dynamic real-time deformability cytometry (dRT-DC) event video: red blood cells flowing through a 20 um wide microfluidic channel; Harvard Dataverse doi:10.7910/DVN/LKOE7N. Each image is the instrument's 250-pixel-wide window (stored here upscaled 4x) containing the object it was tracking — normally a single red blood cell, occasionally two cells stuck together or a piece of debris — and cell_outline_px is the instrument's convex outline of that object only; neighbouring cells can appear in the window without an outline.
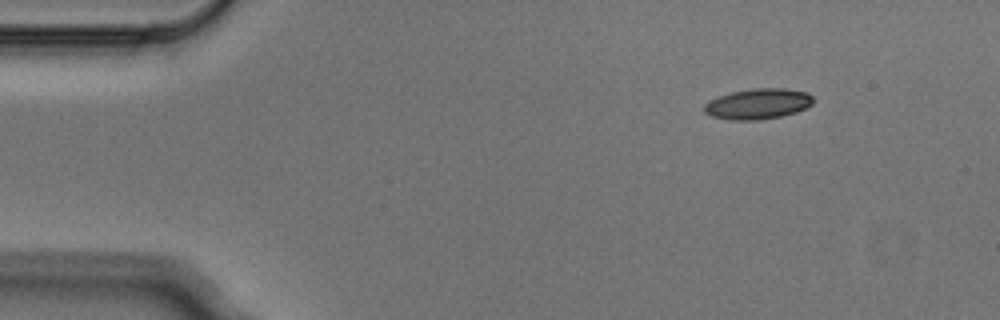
{"species": "Egyptian fruit bat (a non-hibernating species)", "species_latin": "Rousettus aegyptiacus", "temperature_condition": "cold", "stored_images_in_passage": 6, "camera_frame_rate_fps": 3000, "um_per_image_px": 0.085, "animal": {"sex": "male"}, "frame": {"image": 1, "passage_image": 1, "time_ms": 0.0, "image_size_px": [1000, 320], "cell_outline_px": [[812, 104], [796, 112], [780, 116], [756, 120], [728, 120], [712, 116], [704, 112], [704, 104], [708, 100], [732, 92], [752, 88], [784, 88], [808, 92], [812, 96]], "centroid_in_image_um": [64.4, 8.82], "position_along_channel_um": 20.6, "area_um2": 19.36}}
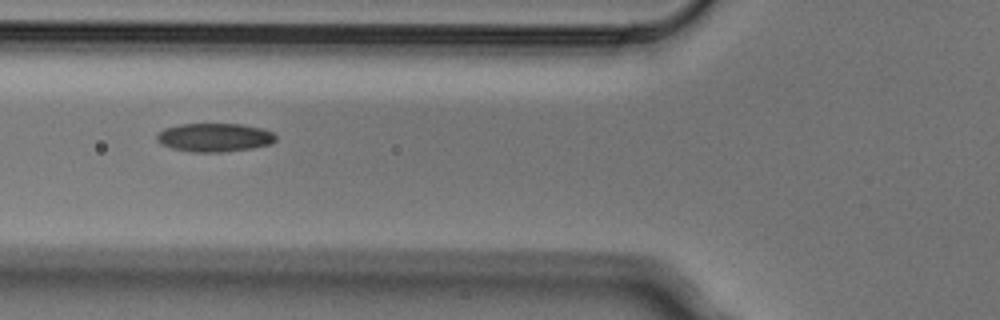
{"frame": {"image": 2, "passage_image": 4, "time_ms": 1.0, "image_size_px": [1000, 320], "cell_outline_px": [[276, 140], [268, 144], [252, 148], [220, 152], [192, 152], [172, 148], [160, 144], [156, 140], [156, 136], [164, 128], [180, 124], [244, 124], [264, 128], [272, 132], [276, 136]], "centroid_in_image_um": [18.23, 11.67], "position_along_channel_um": 107.6, "area_um2": 19.83}}
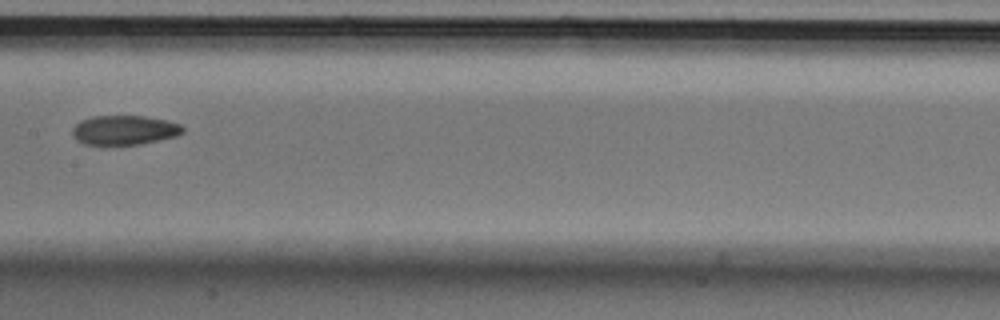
{"frame": {"image": 3, "passage_image": 6, "time_ms": 1.667, "image_size_px": [1000, 320], "cell_outline_px": [[184, 132], [176, 136], [140, 144], [84, 144], [76, 140], [72, 136], [72, 128], [80, 120], [92, 116], [144, 116], [168, 120], [180, 124], [184, 128]], "centroid_in_image_um": [10.56, 11.05], "position_along_channel_um": 196.8, "area_um2": 18.96}}